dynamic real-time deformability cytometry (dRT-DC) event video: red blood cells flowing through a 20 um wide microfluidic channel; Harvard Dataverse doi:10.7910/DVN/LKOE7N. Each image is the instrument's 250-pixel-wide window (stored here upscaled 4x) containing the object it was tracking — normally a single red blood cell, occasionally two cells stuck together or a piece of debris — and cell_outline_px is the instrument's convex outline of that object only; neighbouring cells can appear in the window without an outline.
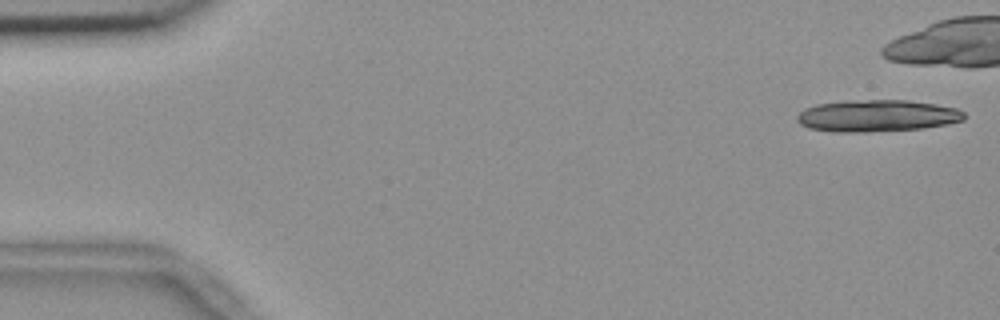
{"species": "common noctule bat (a hibernating species)", "species_latin": "Nyctalus noctula", "temperature_condition": "room temperature", "stored_images_in_passage": 13, "camera_frame_rate_fps": 3000, "um_per_image_px": 0.085, "animal": {"sex": "female", "body_mass_g": 18.4}, "frame": {"image": 1, "passage_image": 1, "time_ms": 0.0, "image_size_px": [1000, 320], "cell_outline_px": [[964, 120], [948, 124], [924, 128], [868, 132], [832, 132], [808, 128], [800, 124], [796, 120], [796, 116], [804, 108], [816, 104], [848, 100], [908, 100], [936, 104], [956, 108], [964, 112]], "centroid_in_image_um": [74.52, 9.84], "position_along_channel_um": 10.5, "area_um2": 31.33}}